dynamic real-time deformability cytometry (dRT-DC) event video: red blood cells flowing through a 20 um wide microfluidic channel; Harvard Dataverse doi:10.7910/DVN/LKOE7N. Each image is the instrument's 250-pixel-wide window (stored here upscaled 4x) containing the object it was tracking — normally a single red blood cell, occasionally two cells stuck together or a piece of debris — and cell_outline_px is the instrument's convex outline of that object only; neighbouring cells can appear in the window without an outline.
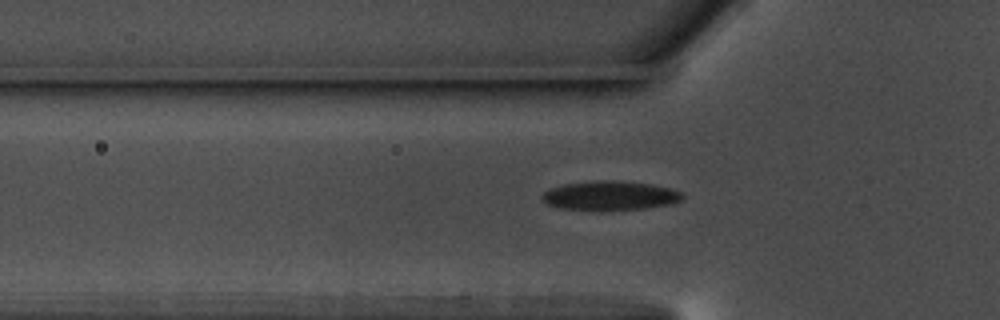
{"species": "common noctule bat (a hibernating species)", "species_latin": "Nyctalus noctula", "temperature_condition": "warm", "stored_images_in_passage": 43, "camera_frame_rate_fps": 3000, "um_per_image_px": 0.085, "animal": {"sex": "male", "body_mass_g": 17.5, "forearm_length_mm": 52.3}, "frame": {"image": 1, "passage_image": 10, "time_ms": 3.0, "image_size_px": [1000, 320], "cell_outline_px": [[684, 196], [680, 200], [672, 204], [644, 208], [600, 212], [596, 212], [560, 208], [548, 204], [540, 196], [548, 188], [564, 184], [604, 180], [648, 184], [672, 188], [680, 192]], "centroid_in_image_um": [51.81, 16.66], "position_along_channel_um": 74.0, "area_um2": 24.1}}
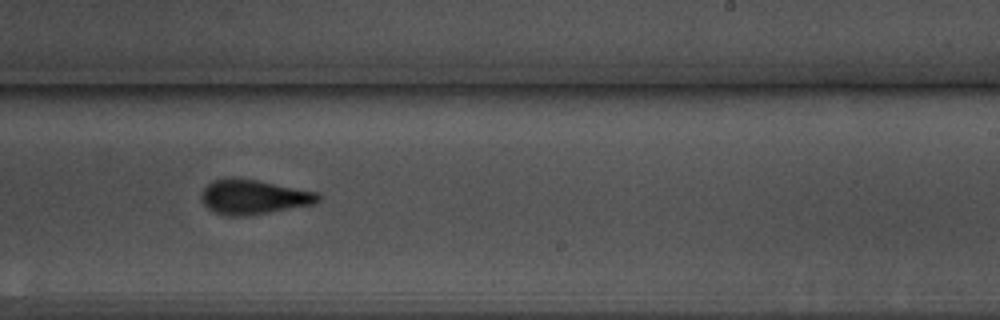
{"frame": {"image": 2, "passage_image": 26, "time_ms": 8.333, "image_size_px": [1000, 320], "cell_outline_px": [[320, 200], [312, 204], [248, 216], [228, 216], [216, 212], [208, 208], [200, 200], [200, 196], [204, 188], [212, 180], [256, 180], [316, 192], [320, 196]], "centroid_in_image_um": [21.53, 16.77], "position_along_channel_um": 267.5, "area_um2": 22.83}}
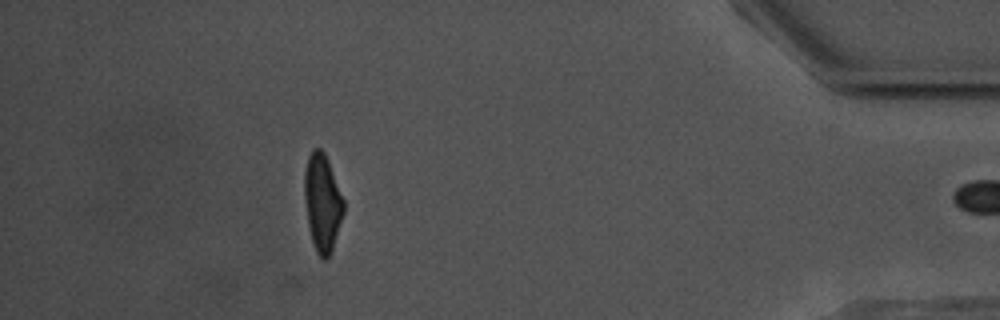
{"frame": {"image": 3, "passage_image": 42, "time_ms": 13.667, "image_size_px": [1000, 320], "cell_outline_px": [[344, 212], [332, 252], [324, 260], [316, 252], [312, 240], [308, 224], [304, 200], [304, 172], [308, 156], [312, 148], [320, 148], [324, 152], [328, 160], [344, 200]], "centroid_in_image_um": [27.4, 17.21], "position_along_channel_um": 407.8, "area_um2": 22.31}, "authors_computed_cell_mechanics": {"area_um2": 23.1778, "velocity_mm_per_s": 3.6258, "shape_relaxation_time_tau1_ms": 3.3724, "shape_relaxation_time_tau2_ms": 1.3846, "deformation_change_tau1": 0.1394, "deformation_change_tau2": 0.0927}}